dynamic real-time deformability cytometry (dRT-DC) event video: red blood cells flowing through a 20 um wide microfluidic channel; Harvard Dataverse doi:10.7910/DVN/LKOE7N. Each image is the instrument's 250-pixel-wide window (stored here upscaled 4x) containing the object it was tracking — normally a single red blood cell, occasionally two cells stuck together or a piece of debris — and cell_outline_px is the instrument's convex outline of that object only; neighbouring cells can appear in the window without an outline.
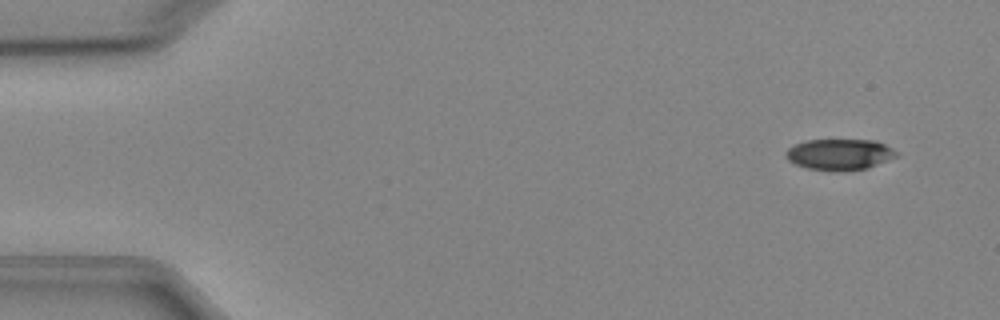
{"species": "Egyptian fruit bat (a non-hibernating species)", "species_latin": "Rousettus aegyptiacus", "temperature_condition": "cold", "stored_images_in_passage": 5, "camera_frame_rate_fps": 3000, "um_per_image_px": 0.085, "animal": {"sex": "female"}, "frame": {"image": 1, "passage_image": 2, "time_ms": 1.0, "image_size_px": [1000, 320], "cell_outline_px": [[900, 156], [868, 168], [808, 168], [796, 164], [788, 160], [784, 156], [784, 152], [788, 148], [796, 144], [808, 140], [876, 140], [900, 152]], "centroid_in_image_um": [71.41, 13.07], "position_along_channel_um": 13.6, "area_um2": 19.42}}
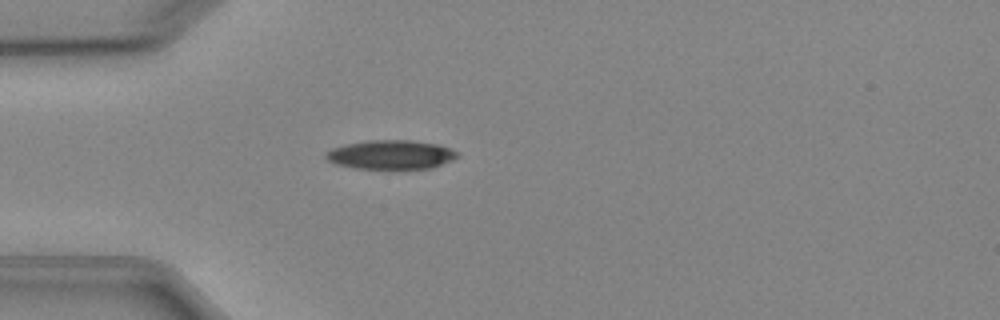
{"frame": {"image": 2, "passage_image": 5, "time_ms": 4.667, "image_size_px": [1000, 320], "cell_outline_px": [[460, 156], [452, 160], [432, 168], [356, 168], [336, 164], [328, 160], [324, 156], [332, 148], [344, 144], [368, 140], [412, 140], [436, 144], [448, 148], [456, 152]], "centroid_in_image_um": [33.22, 13.14], "position_along_channel_um": 51.8, "area_um2": 22.02}}